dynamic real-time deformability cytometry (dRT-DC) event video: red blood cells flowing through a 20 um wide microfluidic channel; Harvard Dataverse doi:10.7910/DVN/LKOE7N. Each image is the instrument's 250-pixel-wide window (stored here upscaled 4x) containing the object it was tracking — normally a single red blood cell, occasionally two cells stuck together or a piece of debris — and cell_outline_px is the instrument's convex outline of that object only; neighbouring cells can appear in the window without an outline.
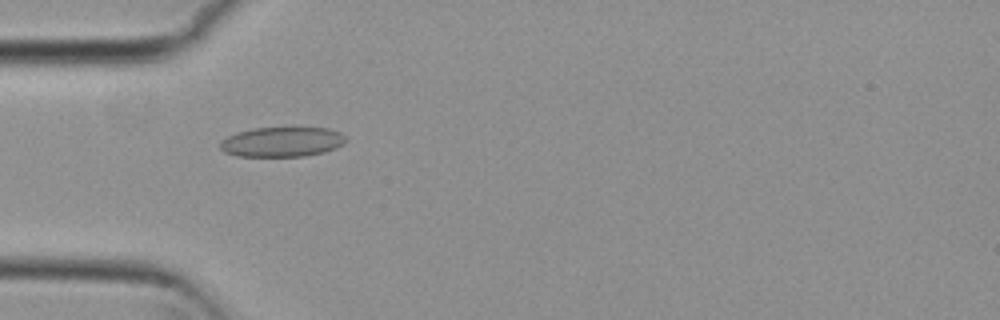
{"species": "common noctule bat (a hibernating species)", "species_latin": "Nyctalus noctula", "temperature_condition": "cold", "stored_images_in_passage": 39, "camera_frame_rate_fps": 3000, "um_per_image_px": 0.085, "animal": {"sex": "female", "body_mass_g": 29.2, "forearm_length_mm": 56.3}, "frame": {"image": 1, "passage_image": 8, "time_ms": 2.333, "image_size_px": [1000, 320], "cell_outline_px": [[348, 140], [344, 144], [336, 148], [324, 152], [304, 156], [236, 156], [224, 152], [220, 148], [220, 140], [236, 132], [252, 128], [292, 124], [328, 128], [340, 132]], "centroid_in_image_um": [24.0, 12.0], "position_along_channel_um": 61.0, "area_um2": 23.06}}
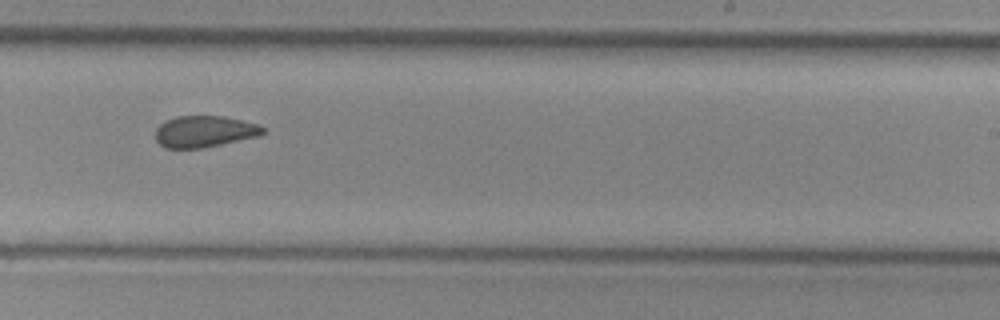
{"frame": {"image": 2, "passage_image": 25, "time_ms": 8.0, "image_size_px": [1000, 320], "cell_outline_px": [[268, 132], [260, 136], [200, 148], [164, 148], [156, 140], [156, 128], [160, 124], [176, 116], [224, 116], [256, 124], [268, 128]], "centroid_in_image_um": [17.42, 11.18], "position_along_channel_um": 271.6, "area_um2": 19.71}}
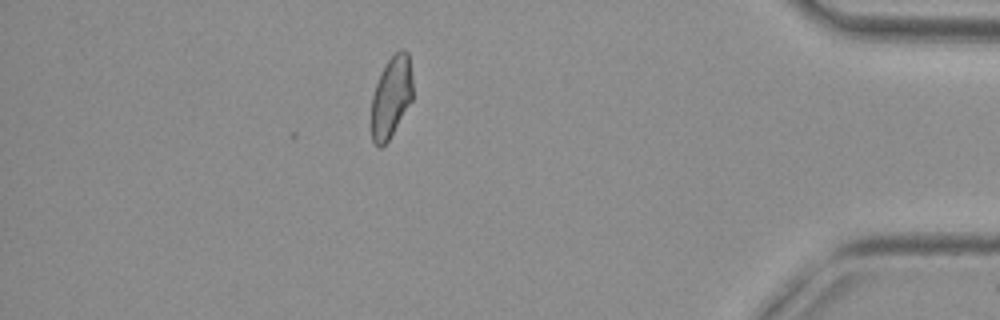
{"frame": {"image": 3, "passage_image": 39, "time_ms": 12.667, "image_size_px": [1000, 320], "cell_outline_px": [[412, 100], [388, 140], [380, 148], [372, 140], [372, 96], [376, 84], [388, 60], [396, 52], [408, 52], [412, 76]], "centroid_in_image_um": [33.26, 8.26], "position_along_channel_um": 401.9, "area_um2": 19.02}, "authors_computed_cell_mechanics": {"area_um2": 20.808, "velocity_mm_per_s": 3.7538, "shape_relaxation_time_tau1_ms": null, "shape_relaxation_time_tau2_ms": 2.6165, "deformation_change_tau1": null, "deformation_change_tau2": 0.0937}}